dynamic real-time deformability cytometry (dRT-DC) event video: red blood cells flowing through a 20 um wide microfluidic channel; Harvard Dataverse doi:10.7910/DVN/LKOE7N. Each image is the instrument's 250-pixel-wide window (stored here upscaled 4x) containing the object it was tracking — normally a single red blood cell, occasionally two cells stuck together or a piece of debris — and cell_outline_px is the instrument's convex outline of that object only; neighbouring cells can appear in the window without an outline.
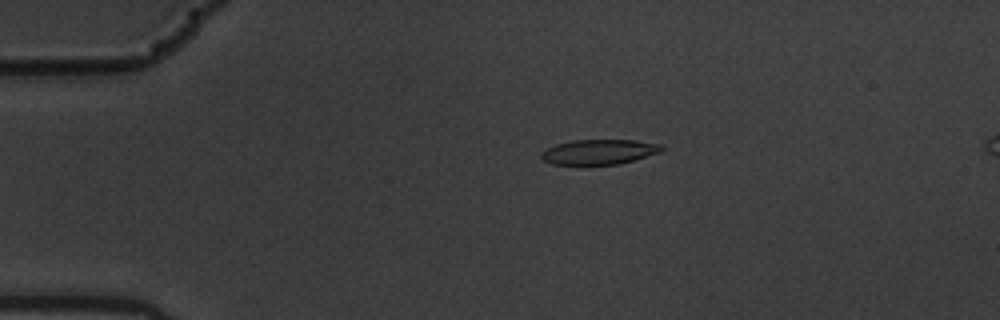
{"species": "common noctule bat (a hibernating species)", "species_latin": "Nyctalus noctula", "temperature_condition": "warm", "stored_images_in_passage": 10, "camera_frame_rate_fps": 3000, "um_per_image_px": 0.085, "animal": {"sex": "male", "body_mass_g": 19.5, "forearm_length_mm": 54.6}, "frame": {"image": 1, "passage_image": 4, "time_ms": 1.0, "image_size_px": [1000, 320], "cell_outline_px": [[664, 148], [660, 152], [620, 164], [580, 168], [552, 164], [544, 160], [540, 156], [540, 152], [556, 144], [572, 140], [636, 140], [660, 144]], "centroid_in_image_um": [50.85, 12.96], "position_along_channel_um": 34.2, "area_um2": 18.38}}
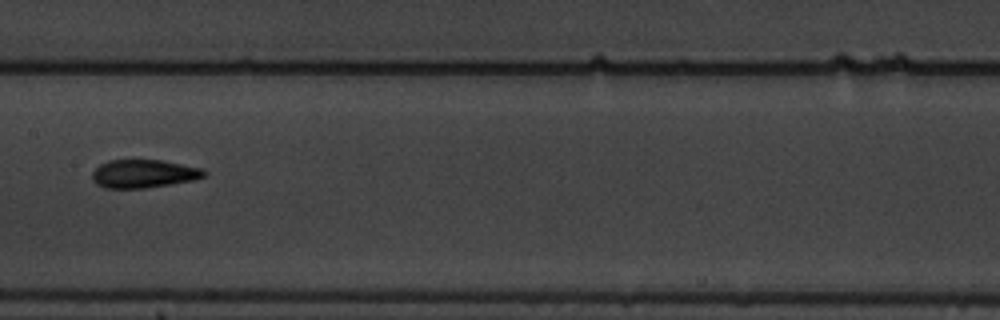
{"frame": {"image": 2, "passage_image": 9, "time_ms": 2.667, "image_size_px": [1000, 320], "cell_outline_px": [[208, 172], [204, 176], [196, 180], [172, 184], [144, 188], [104, 188], [96, 184], [92, 180], [92, 172], [100, 164], [108, 160], [160, 160], [204, 168]], "centroid_in_image_um": [12.23, 14.77], "position_along_channel_um": 195.2, "area_um2": 18.61}}
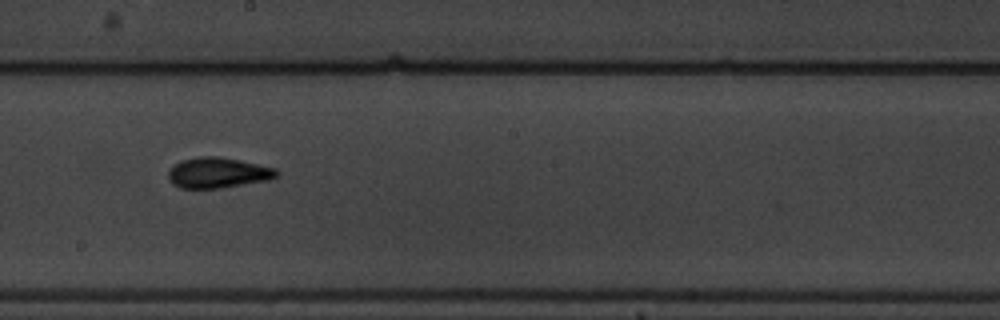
{"frame": {"image": 3, "passage_image": 10, "time_ms": 3.0, "image_size_px": [1000, 320], "cell_outline_px": [[280, 172], [276, 176], [268, 180], [220, 188], [180, 188], [172, 184], [168, 180], [168, 168], [172, 164], [180, 160], [200, 156], [216, 156], [240, 160], [276, 168]], "centroid_in_image_um": [18.46, 14.67], "position_along_channel_um": 229.7, "area_um2": 19.48}}